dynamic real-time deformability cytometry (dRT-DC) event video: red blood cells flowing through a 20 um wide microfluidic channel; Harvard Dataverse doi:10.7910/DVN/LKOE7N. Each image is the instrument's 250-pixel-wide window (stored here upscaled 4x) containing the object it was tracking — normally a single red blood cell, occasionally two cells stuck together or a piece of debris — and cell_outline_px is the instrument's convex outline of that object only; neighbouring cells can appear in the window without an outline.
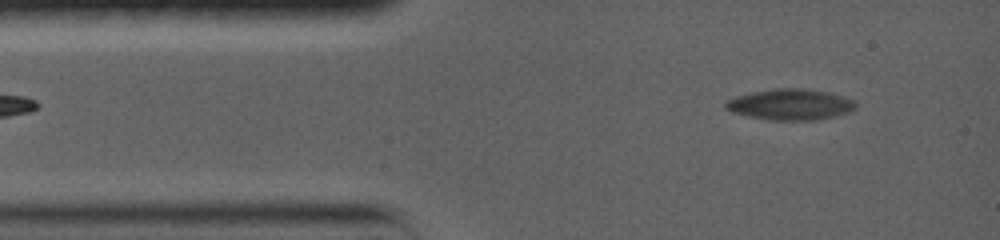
{"species": "common noctule bat (a hibernating species)", "species_latin": "Nyctalus noctula", "temperature_condition": "warm", "stored_images_in_passage": 42, "camera_frame_rate_fps": 5000, "um_per_image_px": 0.085, "animal": {"sex": "female", "body_mass_g": 19.0, "forearm_length_mm": 56.7}, "frame": {"image": 1, "passage_image": 2, "time_ms": 0.6, "image_size_px": [1000, 240], "cell_outline_px": [[856, 108], [848, 112], [836, 116], [816, 120], [768, 120], [748, 116], [732, 112], [724, 108], [724, 104], [728, 100], [736, 96], [752, 92], [776, 88], [804, 88], [828, 92], [852, 100], [856, 104]], "centroid_in_image_um": [67.15, 8.88], "position_along_channel_um": 17.8, "area_um2": 23.41}}
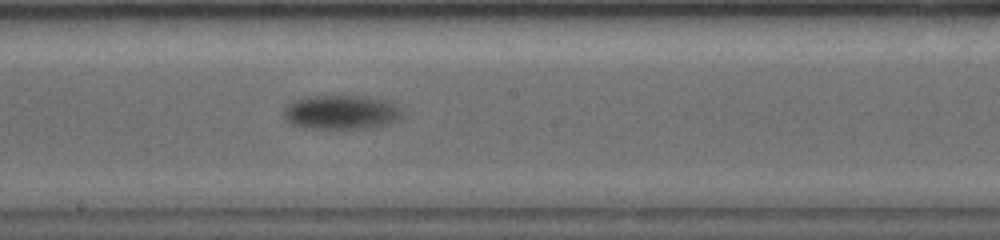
{"frame": {"image": 2, "passage_image": 13, "time_ms": 7.8, "image_size_px": [1000, 240], "cell_outline_px": [[400, 116], [396, 120], [388, 124], [360, 128], [304, 128], [292, 124], [284, 116], [284, 108], [288, 104], [296, 100], [312, 96], [364, 96], [388, 100], [400, 108]], "centroid_in_image_um": [28.99, 9.53], "position_along_channel_um": 219.2, "area_um2": 23.24}}
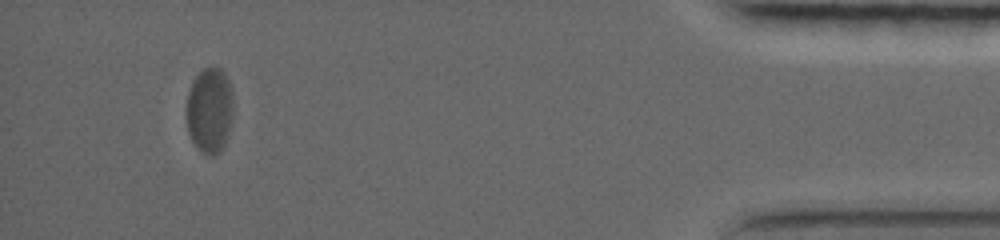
{"frame": {"image": 3, "passage_image": 33, "time_ms": 16.0, "image_size_px": [1000, 240], "cell_outline_px": [[232, 112], [228, 136], [220, 152], [216, 156], [208, 156], [196, 148], [188, 132], [184, 112], [188, 92], [196, 76], [204, 68], [220, 68], [224, 72], [228, 84], [232, 100]], "centroid_in_image_um": [17.77, 9.44], "position_along_channel_um": 417.4, "area_um2": 23.41}, "authors_computed_cell_mechanics": {"area_um2": 23.3223, "velocity_mm_per_s": 3.39, "shape_relaxation_time_tau1_ms": 5.1967, "shape_relaxation_time_tau2_ms": null, "deformation_change_tau1": 0.1875, "deformation_change_tau2": null}}